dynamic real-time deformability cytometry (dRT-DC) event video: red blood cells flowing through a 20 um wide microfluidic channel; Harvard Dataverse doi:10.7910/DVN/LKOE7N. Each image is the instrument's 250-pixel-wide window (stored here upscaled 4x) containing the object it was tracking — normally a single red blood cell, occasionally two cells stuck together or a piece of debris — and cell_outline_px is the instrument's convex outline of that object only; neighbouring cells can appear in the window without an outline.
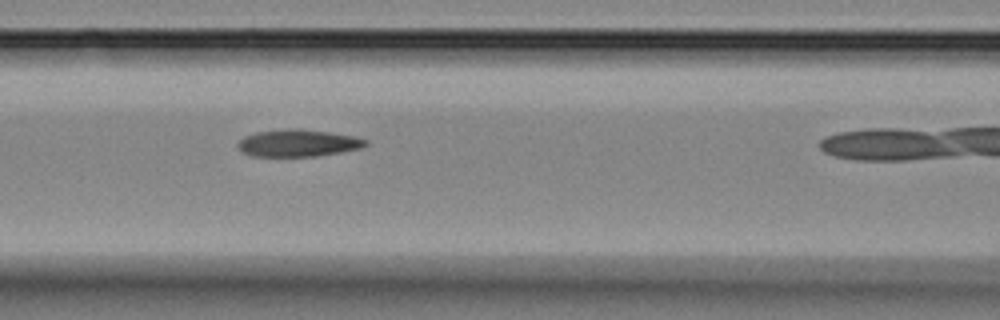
{"species": "Egyptian fruit bat (a non-hibernating species)", "species_latin": "Rousettus aegyptiacus", "temperature_condition": "room temperature", "stored_images_in_passage": 11, "camera_frame_rate_fps": 3000, "um_per_image_px": 0.085, "animal": {"sex": "female"}, "frame": {"image": 1, "passage_image": 5, "time_ms": 4.333, "image_size_px": [1000, 320], "cell_outline_px": [[368, 144], [360, 148], [340, 152], [316, 156], [252, 156], [244, 152], [236, 144], [244, 136], [256, 132], [284, 128], [300, 128], [356, 136], [368, 140]], "centroid_in_image_um": [25.34, 12.14], "position_along_channel_um": 141.3, "area_um2": 20.23}}
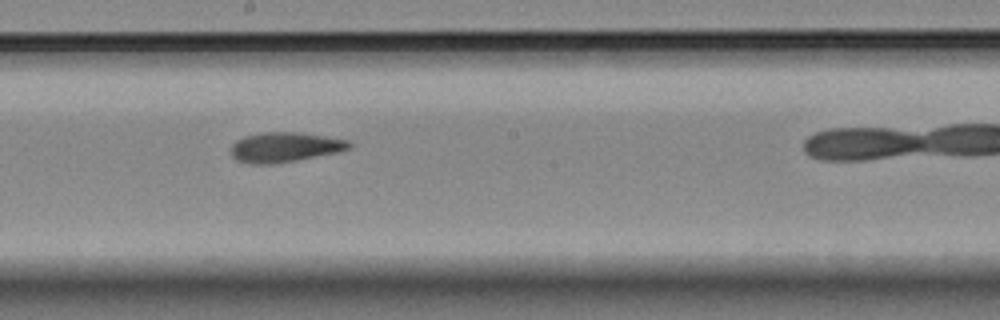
{"frame": {"image": 2, "passage_image": 7, "time_ms": 6.667, "image_size_px": [1000, 320], "cell_outline_px": [[352, 144], [348, 148], [340, 152], [296, 160], [272, 164], [252, 164], [236, 160], [232, 156], [232, 144], [236, 140], [244, 136], [264, 132], [300, 132], [348, 140]], "centroid_in_image_um": [24.2, 12.51], "position_along_channel_um": 224.0, "area_um2": 20.52}}
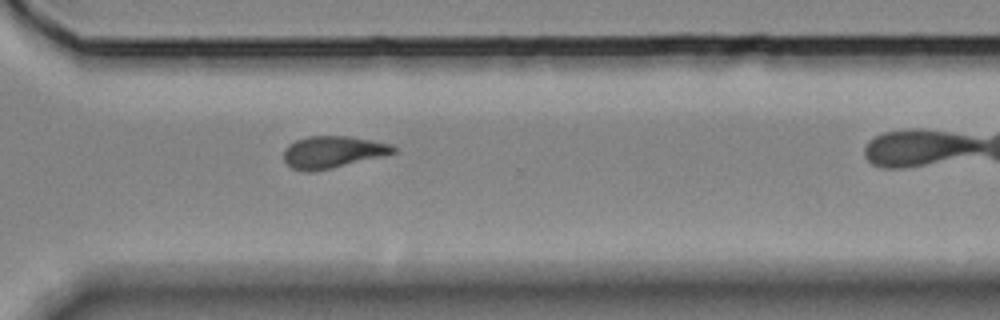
{"frame": {"image": 3, "passage_image": 10, "time_ms": 10.0, "image_size_px": [1000, 320], "cell_outline_px": [[396, 152], [384, 156], [332, 168], [312, 172], [304, 172], [292, 168], [284, 160], [284, 152], [296, 140], [308, 136], [348, 136], [392, 144], [396, 148]], "centroid_in_image_um": [28.31, 12.93], "position_along_channel_um": 342.3, "area_um2": 20.29}}